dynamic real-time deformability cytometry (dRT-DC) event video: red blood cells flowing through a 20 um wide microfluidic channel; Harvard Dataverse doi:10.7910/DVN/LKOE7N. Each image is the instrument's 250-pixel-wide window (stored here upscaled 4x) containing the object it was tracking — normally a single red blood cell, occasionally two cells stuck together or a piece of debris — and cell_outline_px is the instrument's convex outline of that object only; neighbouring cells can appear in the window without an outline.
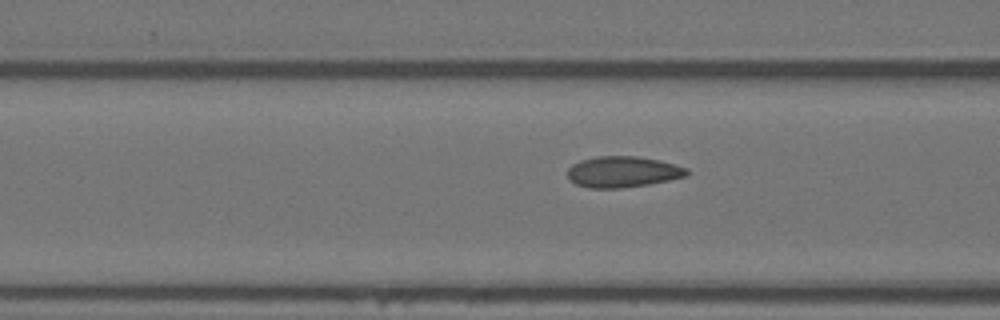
{"species": "Egyptian fruit bat (a non-hibernating species)", "species_latin": "Rousettus aegyptiacus", "temperature_condition": "warm", "stored_images_in_passage": 20, "camera_frame_rate_fps": 3000, "um_per_image_px": 0.085, "animal": {"sex": "female"}, "frame": {"image": 1, "passage_image": 17, "time_ms": 5.333, "image_size_px": [1000, 320], "cell_outline_px": [[688, 176], [648, 184], [620, 188], [588, 188], [576, 184], [568, 176], [568, 168], [572, 164], [580, 160], [596, 156], [636, 156], [660, 160], [676, 164], [688, 168]], "centroid_in_image_um": [52.95, 14.6], "position_along_channel_um": 113.6, "area_um2": 21.62}}